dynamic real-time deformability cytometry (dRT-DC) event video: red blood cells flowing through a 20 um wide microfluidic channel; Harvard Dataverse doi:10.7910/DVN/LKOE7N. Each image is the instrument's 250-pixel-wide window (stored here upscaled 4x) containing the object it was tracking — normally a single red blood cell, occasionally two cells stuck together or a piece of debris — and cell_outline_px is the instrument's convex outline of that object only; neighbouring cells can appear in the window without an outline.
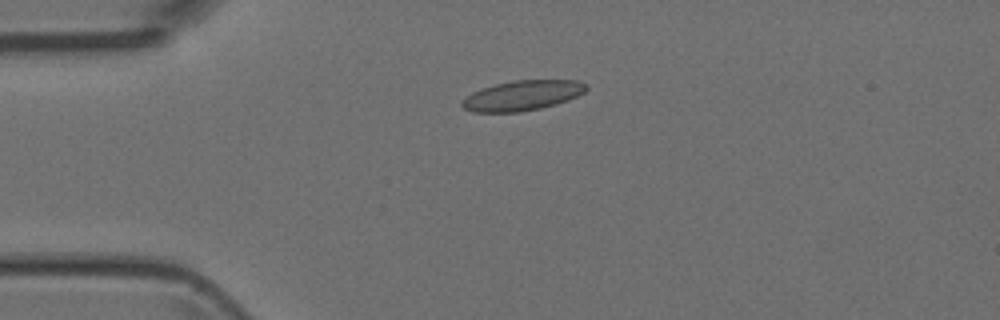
{"species": "Egyptian fruit bat (a non-hibernating species)", "species_latin": "Rousettus aegyptiacus", "temperature_condition": "room temperature", "stored_images_in_passage": 5, "camera_frame_rate_fps": 3000, "um_per_image_px": 0.085, "animal": {"sex": "female"}, "frame": {"image": 1, "passage_image": 4, "time_ms": 3.667, "image_size_px": [1000, 320], "cell_outline_px": [[588, 88], [584, 92], [568, 100], [556, 104], [540, 108], [520, 112], [472, 112], [464, 108], [460, 104], [460, 100], [464, 96], [472, 92], [496, 84], [512, 80], [580, 80], [588, 84]], "centroid_in_image_um": [44.39, 8.11], "position_along_channel_um": 40.6, "area_um2": 21.91}}